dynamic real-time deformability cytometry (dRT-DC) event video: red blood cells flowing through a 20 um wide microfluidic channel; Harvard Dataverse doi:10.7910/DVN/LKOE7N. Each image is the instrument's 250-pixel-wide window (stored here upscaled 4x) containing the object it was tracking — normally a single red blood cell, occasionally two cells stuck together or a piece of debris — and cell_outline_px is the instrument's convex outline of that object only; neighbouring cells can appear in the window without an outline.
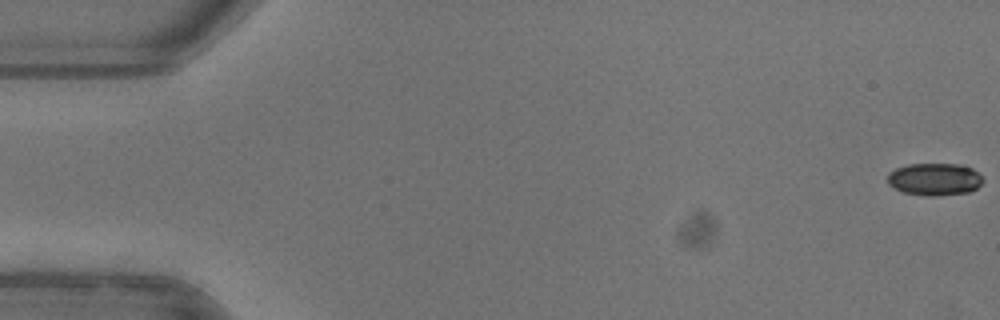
{"species": "common noctule bat (a hibernating species)", "species_latin": "Nyctalus noctula", "temperature_condition": "warm", "stored_images_in_passage": 53, "camera_frame_rate_fps": 3000, "um_per_image_px": 0.085, "animal": {"sex": "female"}, "frame": {"image": 1, "passage_image": 1, "time_ms": 0.0, "image_size_px": [1000, 320], "cell_outline_px": [[984, 180], [972, 192], [936, 196], [924, 196], [904, 192], [888, 184], [888, 172], [896, 168], [908, 164], [960, 164], [972, 168]], "centroid_in_image_um": [79.44, 15.24], "position_along_channel_um": 5.6, "area_um2": 18.03}}
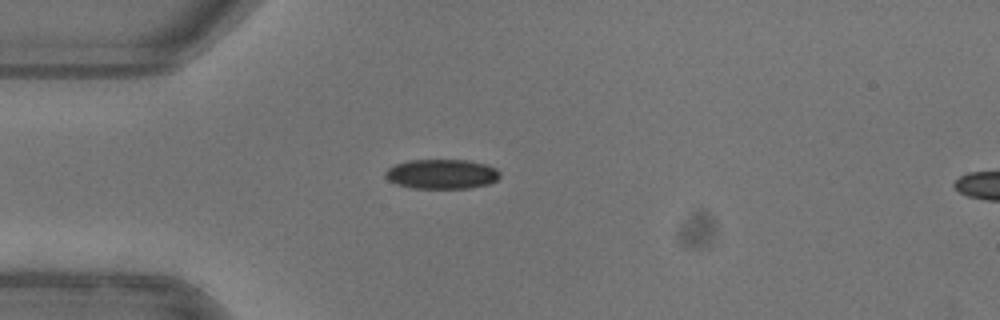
{"frame": {"image": 2, "passage_image": 15, "time_ms": 4.667, "image_size_px": [1000, 320], "cell_outline_px": [[500, 176], [496, 180], [488, 184], [468, 188], [412, 188], [396, 184], [388, 180], [384, 176], [384, 172], [388, 168], [396, 164], [408, 160], [468, 160], [484, 164], [496, 168], [500, 172]], "centroid_in_image_um": [37.52, 14.79], "position_along_channel_um": 47.5, "area_um2": 19.83}}
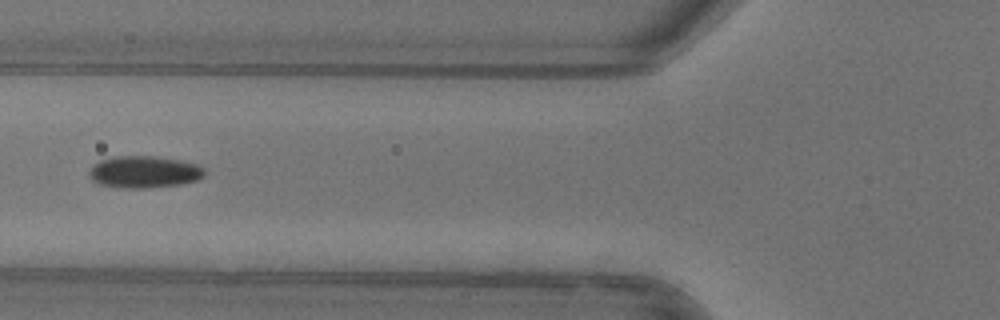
{"frame": {"image": 3, "passage_image": 21, "time_ms": 6.667, "image_size_px": [1000, 320], "cell_outline_px": [[204, 176], [196, 180], [180, 184], [144, 188], [124, 188], [100, 184], [92, 180], [88, 176], [88, 172], [92, 164], [100, 160], [112, 156], [156, 156], [180, 160], [196, 164], [204, 168]], "centroid_in_image_um": [12.21, 14.6], "position_along_channel_um": 113.6, "area_um2": 21.56}, "authors_computed_cell_mechanics": {"area_um2": 19.9988, "velocity_mm_per_s": 3.9821, "shape_relaxation_time_tau1_ms": 4.6646, "shape_relaxation_time_tau2_ms": null, "deformation_change_tau1": 0.1098, "deformation_change_tau2": null}}